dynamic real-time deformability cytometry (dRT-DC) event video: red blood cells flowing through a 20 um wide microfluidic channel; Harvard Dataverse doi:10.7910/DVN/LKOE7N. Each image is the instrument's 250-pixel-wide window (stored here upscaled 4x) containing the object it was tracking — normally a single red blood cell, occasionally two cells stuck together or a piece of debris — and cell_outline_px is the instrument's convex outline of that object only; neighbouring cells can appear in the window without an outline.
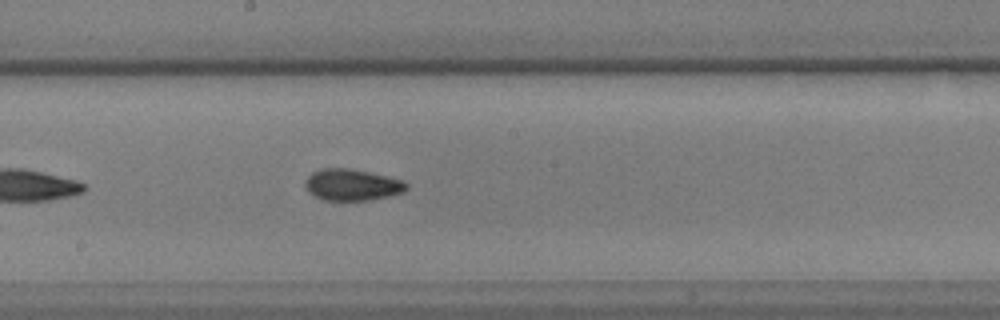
{"species": "common noctule bat (a hibernating species)", "species_latin": "Nyctalus noctula", "temperature_condition": "warm", "stored_images_in_passage": 27, "camera_frame_rate_fps": 3000, "um_per_image_px": 0.085, "animal": {"sex": "male", "body_mass_g": 17.9, "forearm_length_mm": 54.2}, "frame": {"image": 1, "passage_image": 16, "time_ms": 5.0, "image_size_px": [1000, 320], "cell_outline_px": [[408, 188], [404, 192], [372, 200], [324, 200], [308, 192], [304, 184], [308, 176], [312, 172], [320, 168], [348, 168], [388, 176], [404, 180], [408, 184]], "centroid_in_image_um": [29.94, 15.7], "position_along_channel_um": 218.3, "area_um2": 18.67}}
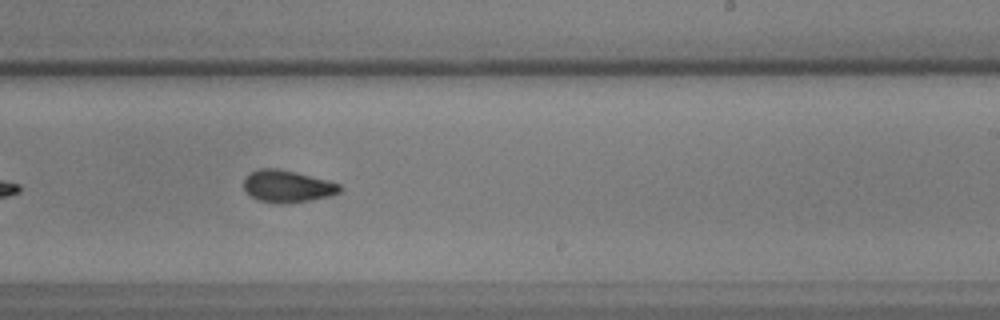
{"frame": {"image": 2, "passage_image": 20, "time_ms": 6.333, "image_size_px": [1000, 320], "cell_outline_px": [[344, 188], [340, 192], [332, 196], [284, 204], [280, 204], [256, 200], [244, 188], [244, 180], [252, 172], [260, 168], [276, 168], [296, 172], [340, 184]], "centroid_in_image_um": [24.45, 15.85], "position_along_channel_um": 264.5, "area_um2": 17.86}}